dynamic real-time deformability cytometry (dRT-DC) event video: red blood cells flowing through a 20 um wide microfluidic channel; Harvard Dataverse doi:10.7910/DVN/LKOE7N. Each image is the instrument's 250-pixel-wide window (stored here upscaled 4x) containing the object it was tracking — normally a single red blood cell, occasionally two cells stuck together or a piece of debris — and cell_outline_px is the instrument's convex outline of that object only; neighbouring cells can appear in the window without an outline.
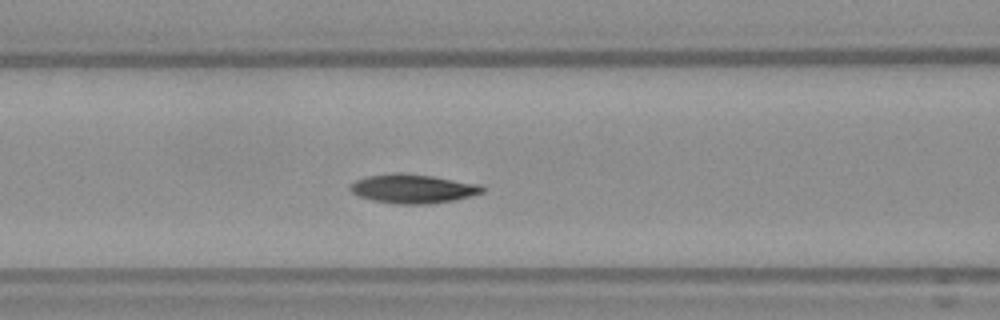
{"species": "Egyptian fruit bat (a non-hibernating species)", "species_latin": "Rousettus aegyptiacus", "temperature_condition": "warm", "stored_images_in_passage": 35, "camera_frame_rate_fps": 3000, "um_per_image_px": 0.085, "frame": {"image": 1, "passage_image": 6, "time_ms": 1.667, "image_size_px": [1000, 320], "cell_outline_px": [[484, 192], [456, 200], [428, 204], [396, 204], [372, 200], [360, 196], [352, 192], [348, 188], [356, 180], [368, 176], [396, 172], [400, 172], [432, 176], [480, 184], [484, 188]], "centroid_in_image_um": [35.11, 16.04], "position_along_channel_um": 131.5, "area_um2": 22.31}, "authors_computed_cell_mechanics": {"area_um2": 21.7906, "velocity_mm_per_s": 4.1546, "shape_relaxation_time_tau1_ms": 2.9199, "shape_relaxation_time_tau2_ms": null, "deformation_change_tau1": 0.1145, "deformation_change_tau2": null}}